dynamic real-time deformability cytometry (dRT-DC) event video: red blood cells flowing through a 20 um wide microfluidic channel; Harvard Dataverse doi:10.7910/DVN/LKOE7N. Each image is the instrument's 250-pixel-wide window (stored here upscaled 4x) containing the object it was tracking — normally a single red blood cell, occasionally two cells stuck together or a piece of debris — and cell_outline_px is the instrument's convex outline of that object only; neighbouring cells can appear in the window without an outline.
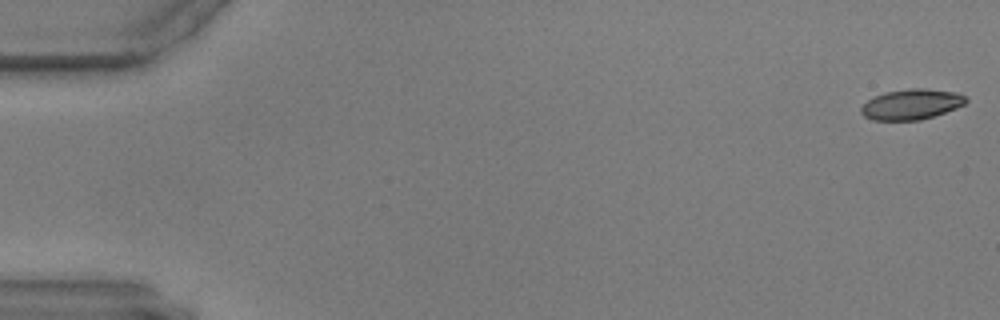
{"species": "common noctule bat (a hibernating species)", "species_latin": "Nyctalus noctula", "temperature_condition": "warm", "stored_images_in_passage": 58, "camera_frame_rate_fps": 3000, "um_per_image_px": 0.085, "animal": {"sex": "male", "body_mass_g": 17.9, "forearm_length_mm": 54.2}, "frame": {"image": 1, "passage_image": 1, "time_ms": 0.0, "image_size_px": [1000, 320], "cell_outline_px": [[968, 100], [964, 104], [956, 108], [920, 120], [872, 120], [864, 116], [860, 112], [860, 108], [868, 100], [884, 92], [908, 88], [924, 88], [956, 92], [964, 96]], "centroid_in_image_um": [77.45, 8.86], "position_along_channel_um": 7.5, "area_um2": 18.5}}
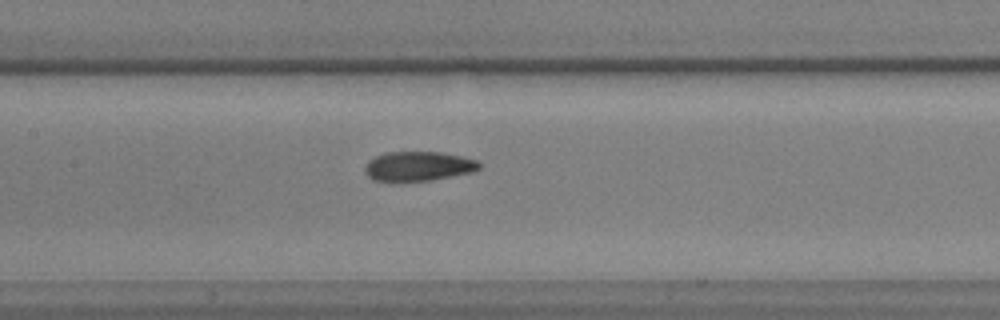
{"frame": {"image": 2, "passage_image": 28, "time_ms": 9.0, "image_size_px": [1000, 320], "cell_outline_px": [[480, 168], [472, 172], [432, 180], [372, 180], [364, 172], [364, 168], [368, 160], [376, 156], [388, 152], [440, 152], [460, 156], [476, 160], [480, 164]], "centroid_in_image_um": [35.54, 14.12], "position_along_channel_um": 171.9, "area_um2": 19.36}}
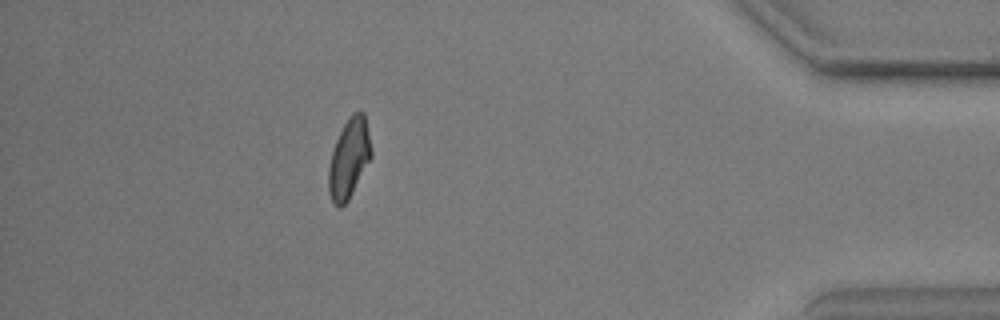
{"frame": {"image": 3, "passage_image": 52, "time_ms": 17.0, "image_size_px": [1000, 320], "cell_outline_px": [[372, 156], [348, 200], [340, 208], [336, 208], [328, 192], [328, 168], [332, 152], [336, 140], [344, 124], [352, 112], [364, 112], [372, 152]], "centroid_in_image_um": [29.65, 13.49], "position_along_channel_um": 405.5, "area_um2": 19.59}}